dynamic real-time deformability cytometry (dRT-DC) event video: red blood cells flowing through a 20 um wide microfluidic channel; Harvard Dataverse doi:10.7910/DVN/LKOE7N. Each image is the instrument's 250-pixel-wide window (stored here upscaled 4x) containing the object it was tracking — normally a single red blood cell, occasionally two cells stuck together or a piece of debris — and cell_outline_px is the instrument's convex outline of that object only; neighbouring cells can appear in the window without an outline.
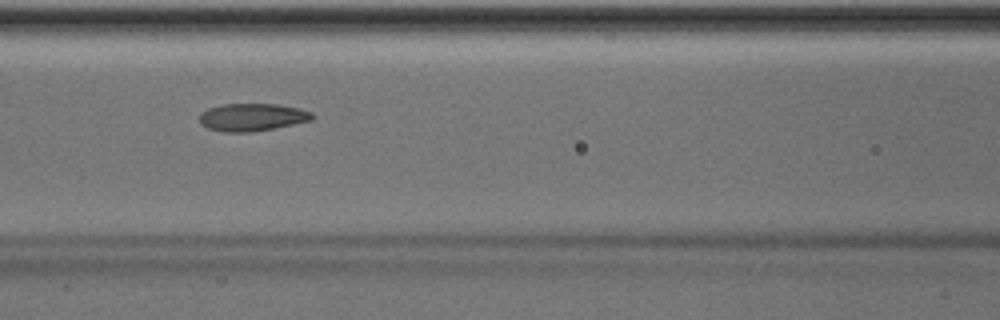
{"species": "Egyptian fruit bat (a non-hibernating species)", "species_latin": "Rousettus aegyptiacus", "temperature_condition": "room temperature", "stored_images_in_passage": 18, "camera_frame_rate_fps": 3000, "um_per_image_px": 0.085, "animal": {"sex": "male"}, "frame": {"image": 1, "passage_image": 6, "time_ms": 1.667, "image_size_px": [1000, 320], "cell_outline_px": [[312, 120], [252, 132], [224, 132], [208, 128], [200, 124], [200, 112], [208, 108], [220, 104], [276, 104], [300, 108], [312, 112]], "centroid_in_image_um": [21.39, 9.95], "position_along_channel_um": 145.2, "area_um2": 18.09}}